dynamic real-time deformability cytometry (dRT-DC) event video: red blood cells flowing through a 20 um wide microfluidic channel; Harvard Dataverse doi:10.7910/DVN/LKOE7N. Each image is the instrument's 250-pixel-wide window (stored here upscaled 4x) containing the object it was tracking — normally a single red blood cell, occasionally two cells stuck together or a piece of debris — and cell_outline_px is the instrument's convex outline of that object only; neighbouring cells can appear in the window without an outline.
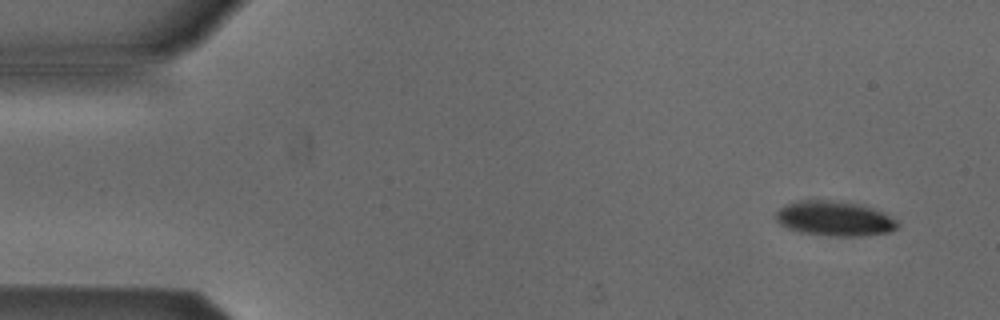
{"species": "Egyptian fruit bat (a non-hibernating species)", "species_latin": "Rousettus aegyptiacus", "temperature_condition": "cold", "stored_images_in_passage": 4, "camera_frame_rate_fps": 3000, "um_per_image_px": 0.085, "animal": {"sex": "male"}, "frame": {"image": 1, "passage_image": 1, "time_ms": 0.0, "image_size_px": [1000, 320], "cell_outline_px": [[900, 228], [892, 232], [864, 236], [828, 236], [800, 232], [788, 228], [780, 224], [776, 220], [776, 212], [780, 208], [796, 200], [828, 200], [860, 204], [884, 212], [896, 220], [900, 224]], "centroid_in_image_um": [70.98, 18.59], "position_along_channel_um": 14.0, "area_um2": 24.97}}
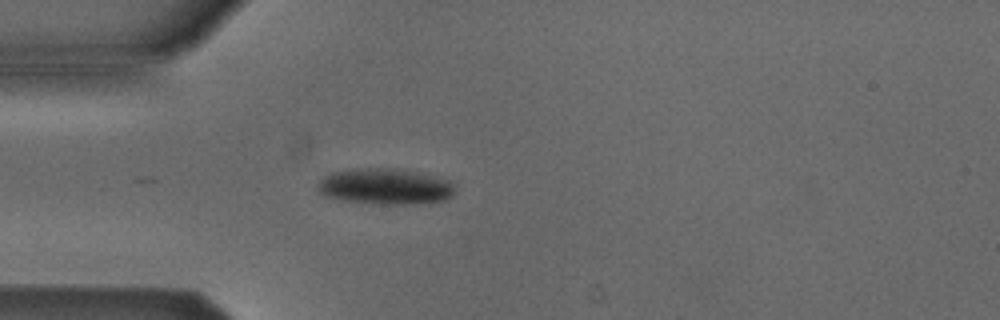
{"frame": {"image": 2, "passage_image": 4, "time_ms": 3.667, "image_size_px": [1000, 320], "cell_outline_px": [[452, 196], [444, 200], [416, 204], [380, 204], [340, 200], [324, 196], [316, 188], [316, 184], [324, 176], [332, 172], [356, 168], [396, 168], [448, 180], [452, 184]], "centroid_in_image_um": [32.65, 15.85], "position_along_channel_um": 52.3, "area_um2": 28.61}}